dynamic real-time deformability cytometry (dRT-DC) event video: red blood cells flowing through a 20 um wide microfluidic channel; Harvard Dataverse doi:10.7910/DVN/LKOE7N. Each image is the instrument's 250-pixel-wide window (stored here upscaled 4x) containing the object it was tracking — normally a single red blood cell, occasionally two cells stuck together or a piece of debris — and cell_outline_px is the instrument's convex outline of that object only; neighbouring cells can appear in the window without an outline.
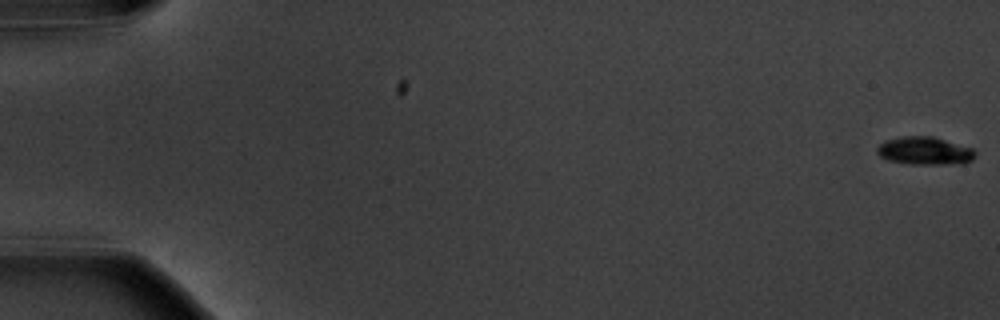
{"species": "common noctule bat (a hibernating species)", "species_latin": "Nyctalus noctula", "temperature_condition": "warm", "stored_images_in_passage": 2, "segment_of_instrument_passage": [2, 2], "camera_frame_rate_fps": 3000, "um_per_image_px": 0.085, "animal": {"sex": "male", "body_mass_g": 20.1, "forearm_length_mm": 53.5}, "frame": {"image": 1, "passage_image": 2, "time_ms": 1.333, "image_size_px": [1000, 320], "cell_outline_px": [[976, 156], [972, 160], [964, 164], [908, 164], [888, 160], [880, 156], [876, 152], [876, 148], [884, 140], [904, 136], [932, 136], [972, 148], [976, 152]], "centroid_in_image_um": [78.6, 12.83], "position_along_channel_um": 6.4, "area_um2": 16.13}}